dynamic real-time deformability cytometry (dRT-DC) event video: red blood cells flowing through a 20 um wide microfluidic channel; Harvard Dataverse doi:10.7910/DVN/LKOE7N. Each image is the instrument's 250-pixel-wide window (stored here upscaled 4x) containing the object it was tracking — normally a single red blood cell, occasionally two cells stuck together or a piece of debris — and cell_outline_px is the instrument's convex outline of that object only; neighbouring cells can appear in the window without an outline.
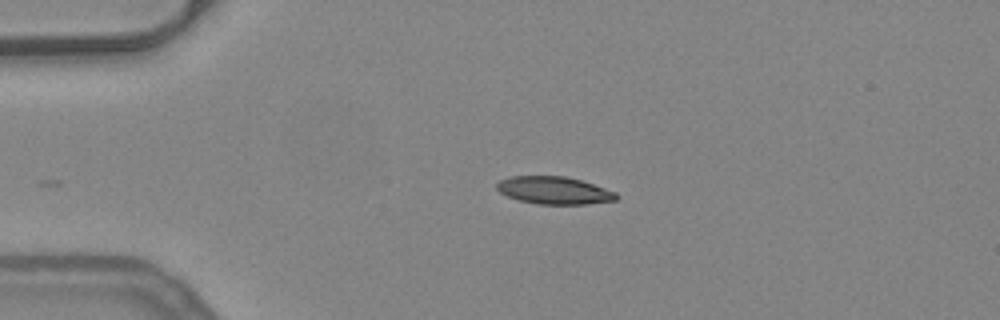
{"species": "common noctule bat (a hibernating species)", "species_latin": "Nyctalus noctula", "temperature_condition": "warm", "stored_images_in_passage": 33, "camera_frame_rate_fps": 3000, "um_per_image_px": 0.085, "animal": {"sex": "female", "body_mass_g": 24.6, "forearm_length_mm": 56.2}, "frame": {"image": 1, "passage_image": 1, "time_ms": 0.0, "image_size_px": [1000, 320], "cell_outline_px": [[620, 196], [616, 200], [588, 204], [536, 204], [520, 200], [508, 196], [500, 192], [496, 188], [496, 184], [500, 180], [508, 176], [564, 176], [580, 180], [616, 192]], "centroid_in_image_um": [47.1, 16.18], "position_along_channel_um": 37.9, "area_um2": 19.13}}
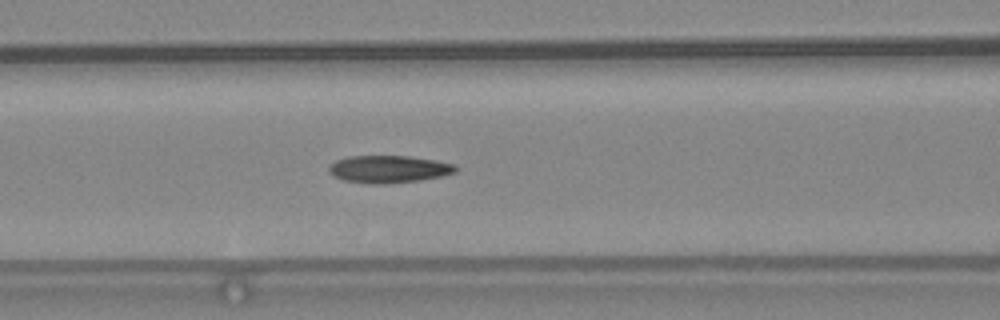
{"frame": {"image": 2, "passage_image": 11, "time_ms": 3.333, "image_size_px": [1000, 320], "cell_outline_px": [[460, 168], [456, 172], [440, 176], [420, 180], [384, 184], [372, 184], [344, 180], [332, 176], [328, 172], [328, 168], [336, 160], [348, 156], [408, 156], [456, 164]], "centroid_in_image_um": [33.04, 14.38], "position_along_channel_um": 133.6, "area_um2": 20.23}}
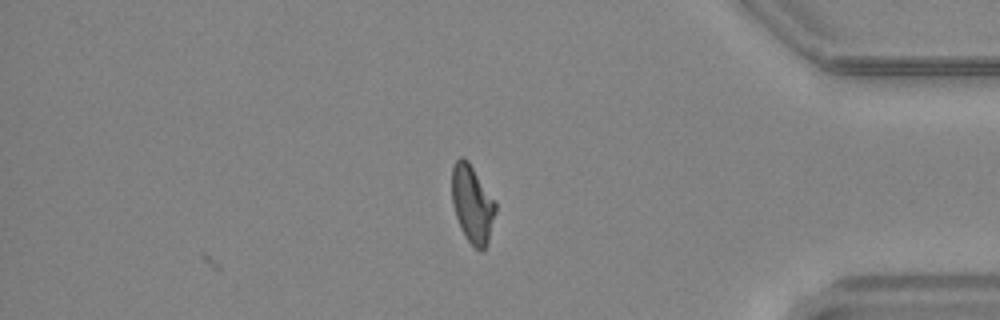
{"frame": {"image": 3, "passage_image": 33, "time_ms": 10.667, "image_size_px": [1000, 320], "cell_outline_px": [[496, 212], [488, 240], [484, 252], [480, 252], [468, 240], [460, 228], [452, 204], [452, 168], [456, 160], [460, 156], [464, 156], [468, 160], [496, 204]], "centroid_in_image_um": [40.13, 17.34], "position_along_channel_um": 395.1, "area_um2": 19.59}, "authors_computed_cell_mechanics": {"area_um2": 20.0566, "velocity_mm_per_s": 3.9655, "shape_relaxation_time_tau1_ms": null, "shape_relaxation_time_tau2_ms": 2.3205, "deformation_change_tau1": null, "deformation_change_tau2": 0.0871}}